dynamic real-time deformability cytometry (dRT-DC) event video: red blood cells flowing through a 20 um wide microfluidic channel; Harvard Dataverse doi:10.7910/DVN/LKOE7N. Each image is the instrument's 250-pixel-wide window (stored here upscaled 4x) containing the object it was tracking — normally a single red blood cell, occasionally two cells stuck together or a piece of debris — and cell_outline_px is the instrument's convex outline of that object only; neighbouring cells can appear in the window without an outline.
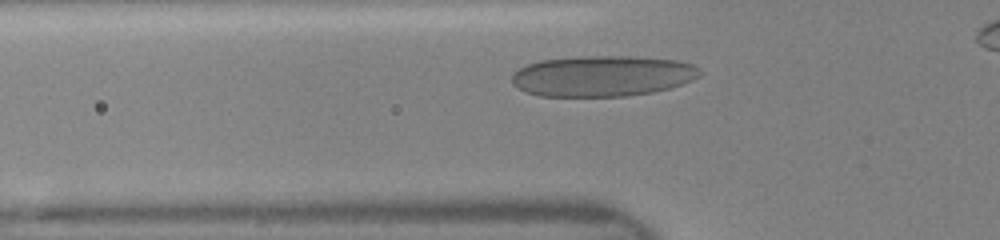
{"species": "human", "species_latin": "Homo sapiens", "temperature_condition": "room temperature", "stored_images_in_passage": 8, "camera_frame_rate_fps": 3000, "um_per_image_px": 0.085, "donor": {"sex": "female"}, "frame": {"image": 1, "passage_image": 5, "time_ms": 1.333, "image_size_px": [1000, 240], "cell_outline_px": [[700, 76], [692, 80], [668, 88], [652, 92], [624, 96], [540, 96], [528, 92], [512, 84], [512, 72], [528, 64], [540, 60], [584, 56], [628, 56], [676, 60], [692, 64], [700, 68]], "centroid_in_image_um": [51.2, 6.45], "position_along_channel_um": 74.6, "area_um2": 44.51}}
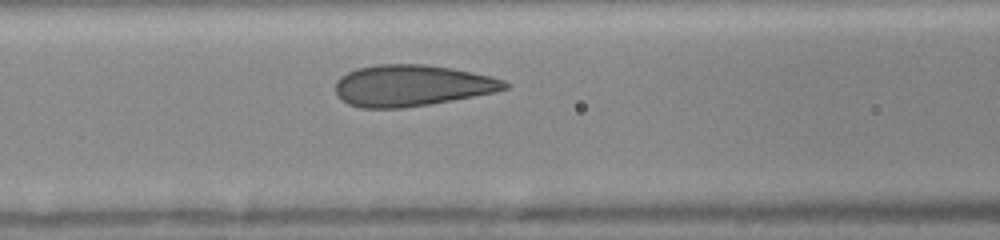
{"frame": {"image": 2, "passage_image": 8, "time_ms": 2.667, "image_size_px": [1000, 240], "cell_outline_px": [[508, 88], [496, 92], [432, 104], [404, 108], [360, 108], [348, 104], [340, 100], [336, 92], [336, 80], [340, 76], [356, 68], [376, 64], [424, 64], [452, 68], [492, 76], [504, 80], [508, 84]], "centroid_in_image_um": [34.99, 7.27], "position_along_channel_um": 131.6, "area_um2": 41.15}}